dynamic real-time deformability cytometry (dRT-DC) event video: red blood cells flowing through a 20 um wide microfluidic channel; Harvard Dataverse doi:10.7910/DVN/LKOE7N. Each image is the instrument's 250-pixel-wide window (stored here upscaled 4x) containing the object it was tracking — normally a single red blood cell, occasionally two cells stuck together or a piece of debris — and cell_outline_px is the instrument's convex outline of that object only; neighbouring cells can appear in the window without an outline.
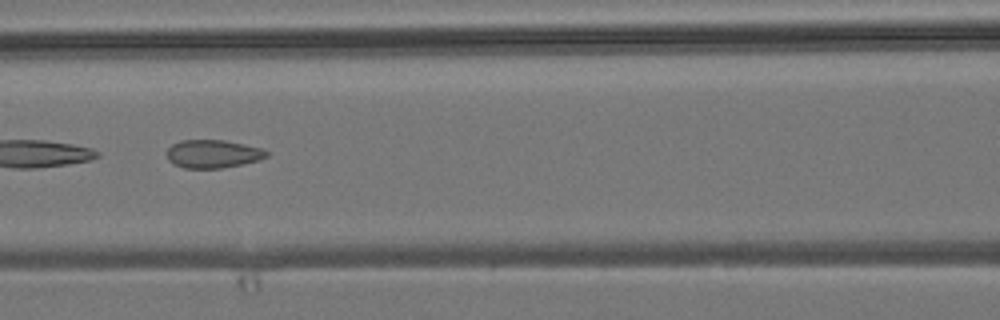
{"species": "common noctule bat (a hibernating species)", "species_latin": "Nyctalus noctula", "temperature_condition": "room temperature", "stored_images_in_passage": 11, "camera_frame_rate_fps": 3000, "um_per_image_px": 0.085, "animal": {"sex": "male", "body_mass_g": 19.2, "forearm_length_mm": 51.8}, "frame": {"image": 1, "passage_image": 7, "time_ms": 7.333, "image_size_px": [1000, 320], "cell_outline_px": [[268, 156], [260, 160], [220, 168], [184, 168], [168, 160], [168, 148], [172, 144], [180, 140], [224, 140], [264, 148], [268, 152]], "centroid_in_image_um": [18.13, 13.07], "position_along_channel_um": 148.5, "area_um2": 16.3}}
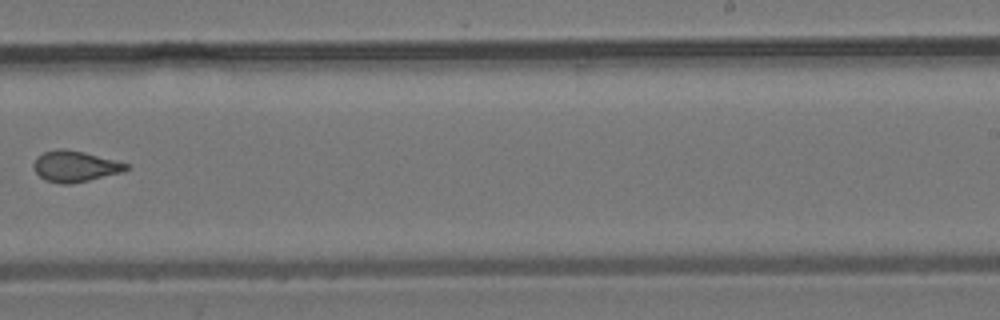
{"frame": {"image": 2, "passage_image": 10, "time_ms": 10.667, "image_size_px": [1000, 320], "cell_outline_px": [[128, 168], [124, 172], [72, 184], [60, 184], [44, 180], [32, 168], [32, 164], [36, 156], [44, 152], [56, 148], [64, 148], [84, 152], [128, 164]], "centroid_in_image_um": [6.32, 14.14], "position_along_channel_um": 282.7, "area_um2": 16.88}}
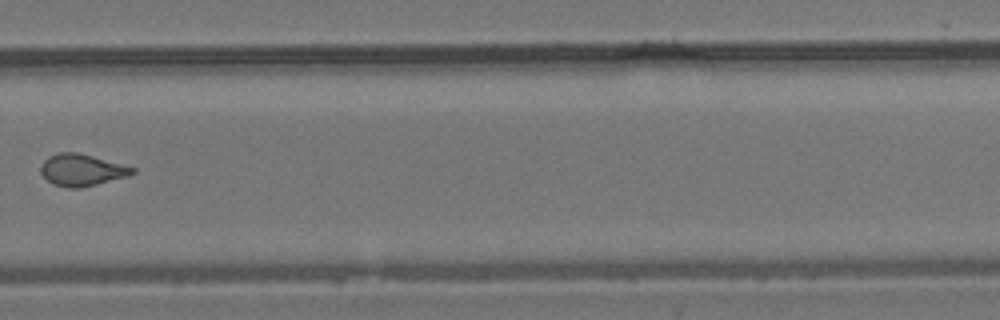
{"frame": {"image": 3, "passage_image": 11, "time_ms": 11.667, "image_size_px": [1000, 320], "cell_outline_px": [[136, 172], [128, 176], [80, 188], [68, 188], [52, 184], [40, 172], [40, 168], [44, 160], [48, 156], [60, 152], [76, 152], [92, 156], [136, 168]], "centroid_in_image_um": [6.94, 14.45], "position_along_channel_um": 322.9, "area_um2": 16.88}}